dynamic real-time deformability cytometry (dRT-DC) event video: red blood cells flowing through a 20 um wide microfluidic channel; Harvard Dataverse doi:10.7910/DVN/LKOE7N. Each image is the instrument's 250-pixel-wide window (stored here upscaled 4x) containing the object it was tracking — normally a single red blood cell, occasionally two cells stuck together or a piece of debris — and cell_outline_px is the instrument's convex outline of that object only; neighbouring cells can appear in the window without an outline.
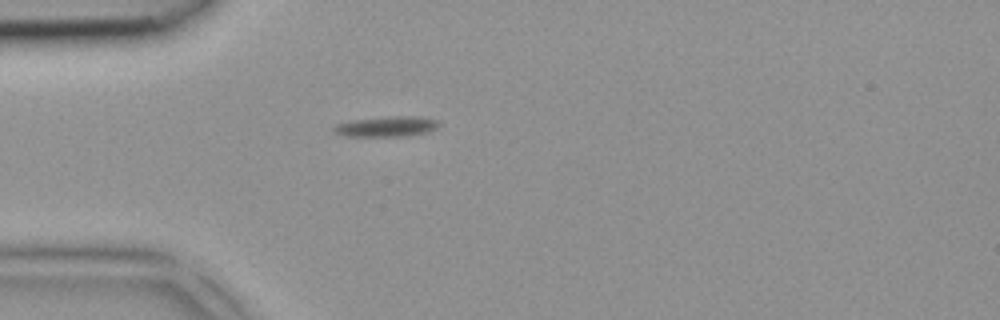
{"species": "common noctule bat (a hibernating species)", "species_latin": "Nyctalus noctula", "temperature_condition": "room temperature", "stored_images_in_passage": 2, "segment_of_instrument_passage": [1, 2], "camera_frame_rate_fps": 3000, "um_per_image_px": 0.085, "animal": {"sex": "female", "body_mass_g": 18.4}, "frame": {"image": 1, "passage_image": 1, "time_ms": 0.0, "image_size_px": [1000, 320], "cell_outline_px": [[440, 124], [436, 128], [428, 132], [400, 136], [348, 136], [336, 132], [332, 128], [336, 124], [352, 120], [392, 116], [420, 116], [436, 120]], "centroid_in_image_um": [32.88, 10.74], "position_along_channel_um": 52.1, "area_um2": 12.25}}